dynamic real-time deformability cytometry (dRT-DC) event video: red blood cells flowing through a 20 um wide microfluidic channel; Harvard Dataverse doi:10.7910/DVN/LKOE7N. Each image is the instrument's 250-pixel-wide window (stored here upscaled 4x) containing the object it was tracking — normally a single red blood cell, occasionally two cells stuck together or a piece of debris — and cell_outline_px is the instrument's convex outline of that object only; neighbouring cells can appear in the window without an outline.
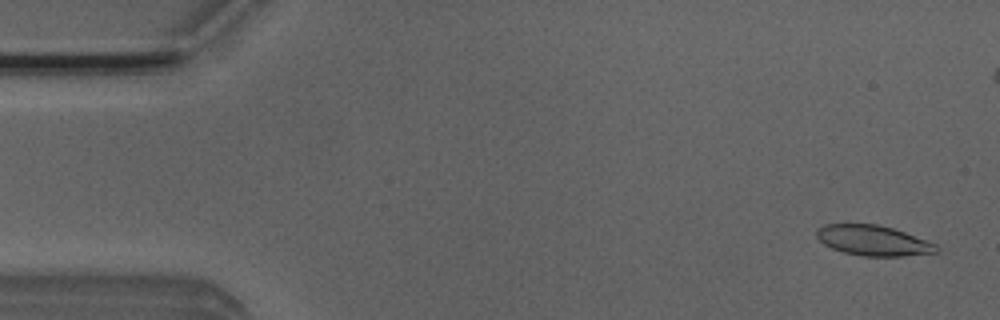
{"species": "Egyptian fruit bat (a non-hibernating species)", "species_latin": "Rousettus aegyptiacus", "temperature_condition": "room temperature", "stored_images_in_passage": 52, "camera_frame_rate_fps": 3000, "um_per_image_px": 0.085, "animal": {"sex": "male"}, "frame": {"image": 1, "passage_image": 2, "time_ms": 0.333, "image_size_px": [1000, 320], "cell_outline_px": [[936, 252], [904, 256], [860, 256], [844, 252], [832, 248], [824, 244], [816, 236], [816, 228], [824, 224], [876, 224], [892, 228], [904, 232], [936, 244]], "centroid_in_image_um": [74.16, 20.44], "position_along_channel_um": 10.8, "area_um2": 20.92}}
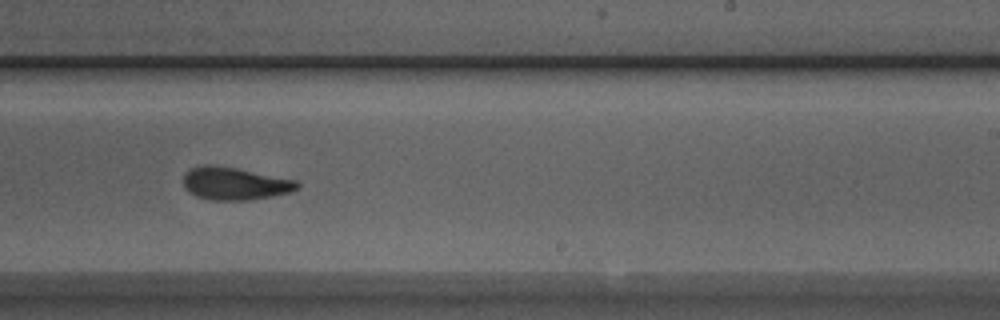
{"frame": {"image": 2, "passage_image": 31, "time_ms": 10.0, "image_size_px": [1000, 320], "cell_outline_px": [[300, 184], [296, 188], [288, 192], [272, 196], [252, 200], [212, 200], [196, 196], [188, 192], [184, 188], [184, 176], [192, 168], [204, 164], [212, 164], [236, 168], [296, 180]], "centroid_in_image_um": [19.92, 15.6], "position_along_channel_um": 269.1, "area_um2": 21.5}}
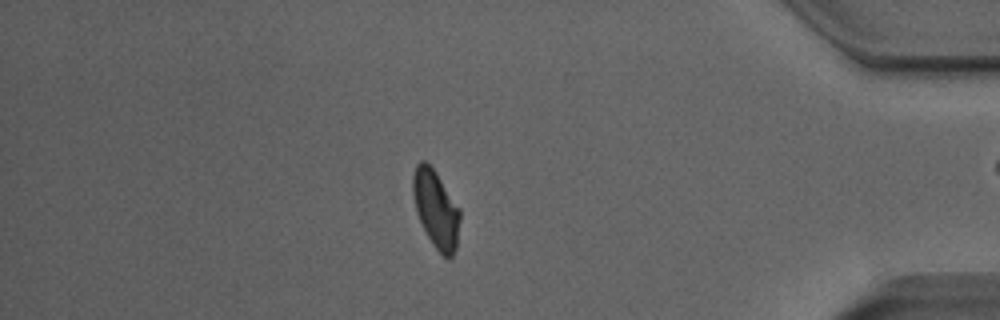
{"frame": {"image": 3, "passage_image": 44, "time_ms": 14.333, "image_size_px": [1000, 320], "cell_outline_px": [[460, 220], [456, 248], [452, 256], [448, 260], [432, 244], [416, 212], [412, 192], [412, 176], [416, 164], [420, 160], [424, 160], [436, 172], [460, 208]], "centroid_in_image_um": [37.05, 17.75], "position_along_channel_um": 398.1, "area_um2": 21.27}, "authors_computed_cell_mechanics": {"area_um2": 21.5016, "velocity_mm_per_s": 3.9107, "shape_relaxation_time_tau1_ms": 5.2557, "shape_relaxation_time_tau2_ms": 2.4534, "deformation_change_tau1": 0.1475, "deformation_change_tau2": 0.0955}}